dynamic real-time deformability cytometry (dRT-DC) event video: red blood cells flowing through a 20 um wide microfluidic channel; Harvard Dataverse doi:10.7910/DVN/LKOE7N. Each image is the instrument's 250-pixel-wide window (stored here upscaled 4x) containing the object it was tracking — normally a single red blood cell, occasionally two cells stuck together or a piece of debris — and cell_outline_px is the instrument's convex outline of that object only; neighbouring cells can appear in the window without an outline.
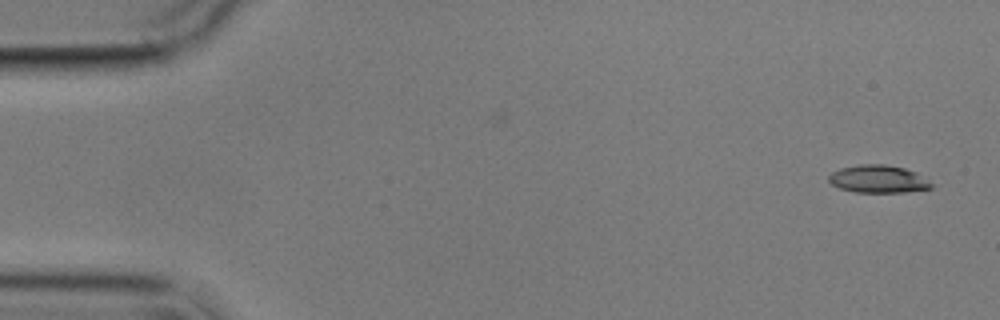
{"species": "common noctule bat (a hibernating species)", "species_latin": "Nyctalus noctula", "temperature_condition": "cold", "stored_images_in_passage": 5, "camera_frame_rate_fps": 3000, "um_per_image_px": 0.085, "animal": {"sex": "male", "body_mass_g": 17.9}, "frame": {"image": 1, "passage_image": 1, "time_ms": 0.0, "image_size_px": [1000, 320], "cell_outline_px": [[932, 188], [904, 192], [856, 192], [840, 188], [832, 184], [828, 180], [828, 176], [832, 172], [840, 168], [860, 164], [884, 164], [904, 168], [916, 172], [928, 180], [932, 184]], "centroid_in_image_um": [74.64, 15.21], "position_along_channel_um": 10.4, "area_um2": 16.47}}
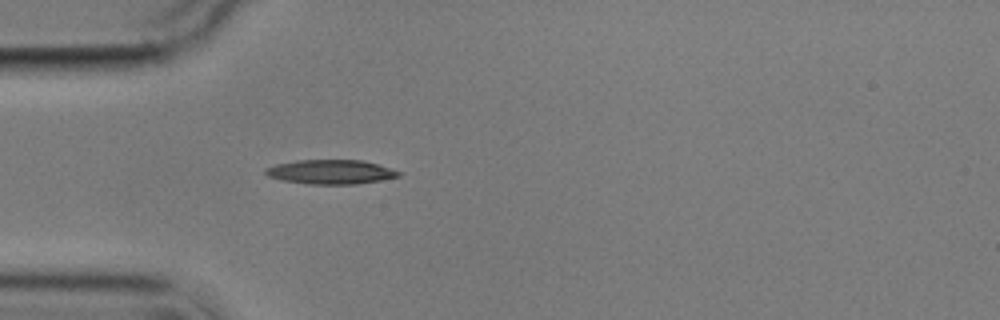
{"frame": {"image": 2, "passage_image": 5, "time_ms": 4.667, "image_size_px": [1000, 320], "cell_outline_px": [[404, 172], [400, 176], [380, 180], [356, 184], [308, 184], [280, 180], [268, 176], [264, 172], [264, 168], [276, 164], [296, 160], [364, 160]], "centroid_in_image_um": [28.11, 14.61], "position_along_channel_um": 56.9, "area_um2": 19.02}}